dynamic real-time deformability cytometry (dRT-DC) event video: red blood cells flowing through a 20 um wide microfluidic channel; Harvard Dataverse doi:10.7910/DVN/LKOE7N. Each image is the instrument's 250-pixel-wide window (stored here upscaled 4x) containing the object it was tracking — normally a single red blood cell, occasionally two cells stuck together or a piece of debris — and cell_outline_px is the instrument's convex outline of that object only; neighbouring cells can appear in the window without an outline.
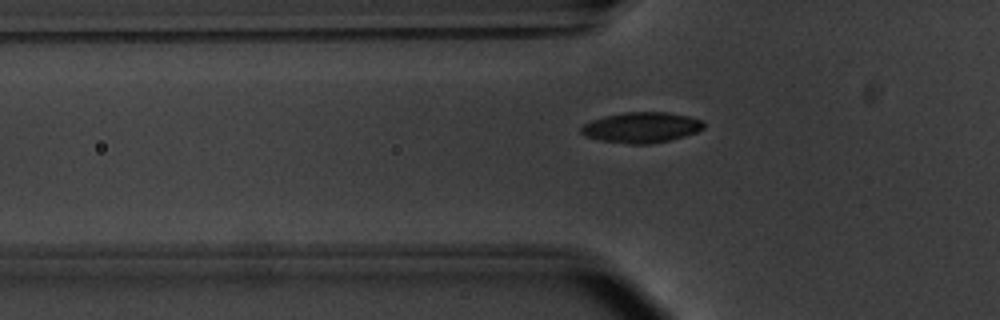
{"species": "common noctule bat (a hibernating species)", "species_latin": "Nyctalus noctula", "temperature_condition": "warm", "stored_images_in_passage": 39, "camera_frame_rate_fps": 3000, "um_per_image_px": 0.085, "animal": {"sex": "male", "body_mass_g": 20.1, "forearm_length_mm": 53.5}, "frame": {"image": 1, "passage_image": 7, "time_ms": 2.0, "image_size_px": [1000, 320], "cell_outline_px": [[704, 128], [696, 132], [684, 136], [668, 140], [648, 144], [628, 144], [600, 140], [584, 136], [580, 132], [580, 128], [584, 124], [592, 120], [604, 116], [624, 112], [668, 112], [688, 116], [700, 120], [704, 124]], "centroid_in_image_um": [54.49, 10.83], "position_along_channel_um": 71.3, "area_um2": 21.73}}
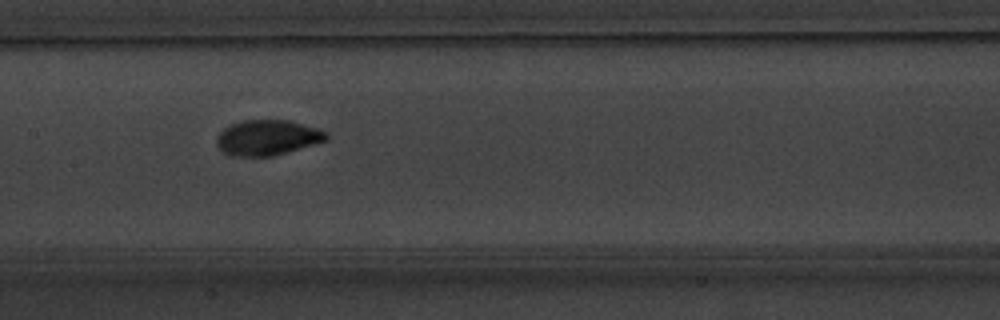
{"frame": {"image": 2, "passage_image": 16, "time_ms": 5.0, "image_size_px": [1000, 320], "cell_outline_px": [[328, 140], [272, 156], [228, 156], [216, 144], [216, 136], [224, 128], [232, 124], [244, 120], [288, 120], [304, 124], [328, 132]], "centroid_in_image_um": [22.72, 11.7], "position_along_channel_um": 184.7, "area_um2": 22.54}}
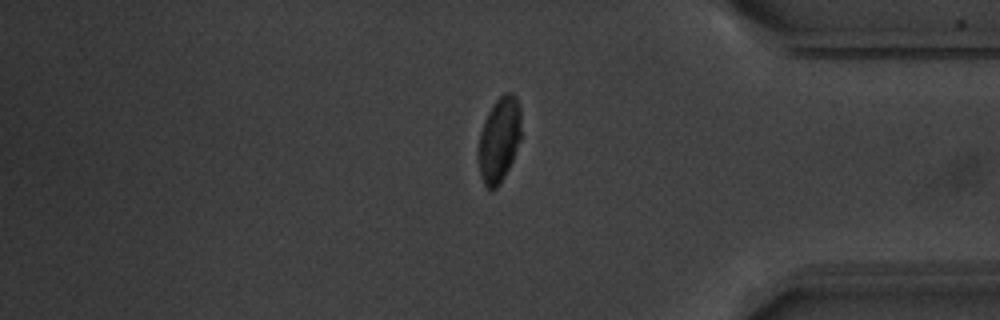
{"frame": {"image": 3, "passage_image": 34, "time_ms": 11.0, "image_size_px": [1000, 320], "cell_outline_px": [[520, 140], [512, 160], [500, 184], [492, 192], [484, 184], [480, 176], [476, 156], [476, 152], [480, 132], [484, 120], [492, 104], [504, 92], [512, 92], [516, 96], [520, 108]], "centroid_in_image_um": [42.39, 11.88], "position_along_channel_um": 392.8, "area_um2": 21.62}}